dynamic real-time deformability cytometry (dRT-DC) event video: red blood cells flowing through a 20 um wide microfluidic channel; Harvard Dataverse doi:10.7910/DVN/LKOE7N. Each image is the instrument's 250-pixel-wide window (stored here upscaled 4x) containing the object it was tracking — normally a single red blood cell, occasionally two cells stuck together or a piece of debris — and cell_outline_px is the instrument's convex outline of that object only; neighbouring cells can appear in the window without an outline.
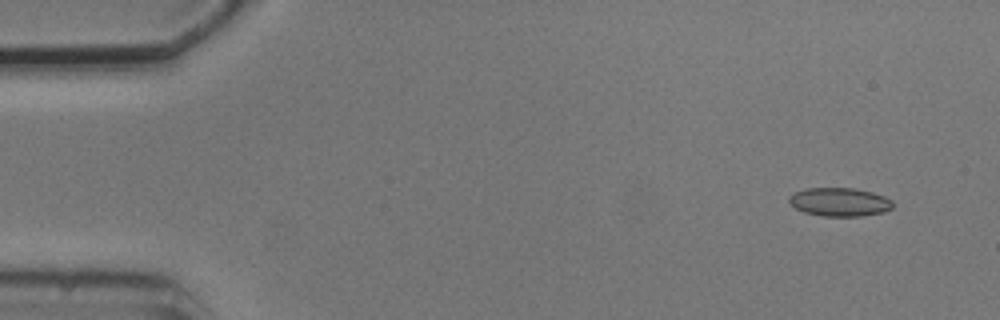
{"species": "common noctule bat (a hibernating species)", "species_latin": "Nyctalus noctula", "temperature_condition": "cold", "stored_images_in_passage": 6, "camera_frame_rate_fps": 3000, "um_per_image_px": 0.085, "animal": {"sex": "male", "body_mass_g": 20.5, "forearm_length_mm": 52.5}, "frame": {"image": 1, "passage_image": 2, "time_ms": 1.0, "image_size_px": [1000, 320], "cell_outline_px": [[892, 208], [884, 212], [864, 216], [824, 216], [804, 212], [796, 208], [788, 200], [788, 196], [796, 192], [808, 188], [852, 188], [872, 192], [884, 196], [892, 200]], "centroid_in_image_um": [71.38, 17.17], "position_along_channel_um": 13.6, "area_um2": 17.17}}
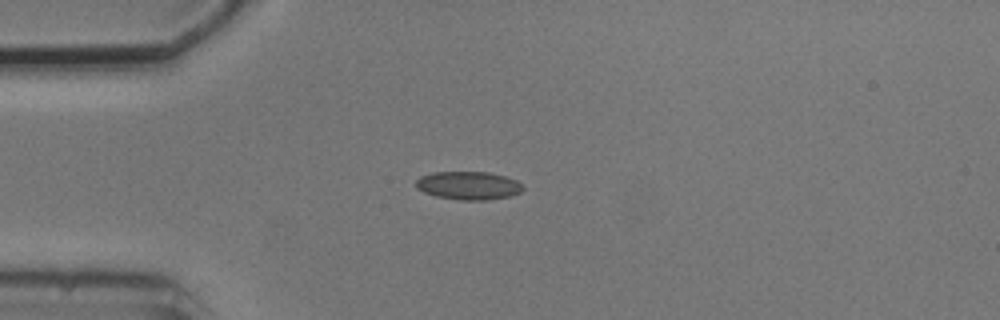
{"frame": {"image": 2, "passage_image": 5, "time_ms": 4.333, "image_size_px": [1000, 320], "cell_outline_px": [[524, 188], [520, 192], [512, 196], [488, 200], [460, 200], [436, 196], [424, 192], [416, 188], [416, 180], [420, 176], [432, 172], [488, 172], [504, 176], [516, 180]], "centroid_in_image_um": [39.81, 15.77], "position_along_channel_um": 45.2, "area_um2": 17.63}}
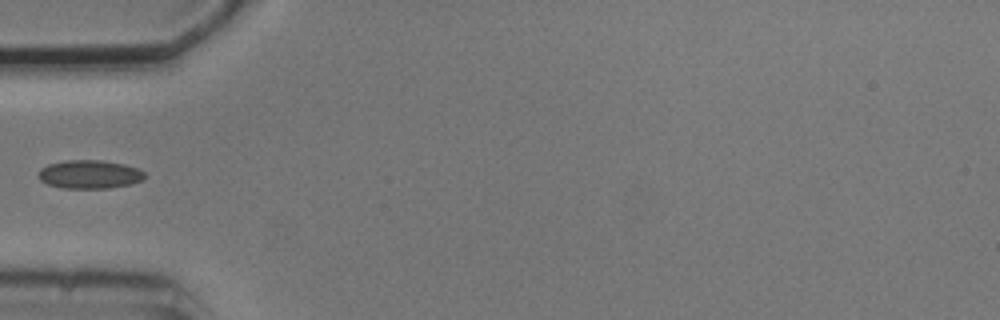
{"frame": {"image": 3, "passage_image": 6, "time_ms": 5.667, "image_size_px": [1000, 320], "cell_outline_px": [[144, 180], [132, 184], [108, 188], [64, 188], [48, 184], [40, 180], [40, 168], [48, 164], [64, 160], [104, 160], [124, 164], [140, 168], [144, 172]], "centroid_in_image_um": [7.66, 14.81], "position_along_channel_um": 77.3, "area_um2": 17.74}}